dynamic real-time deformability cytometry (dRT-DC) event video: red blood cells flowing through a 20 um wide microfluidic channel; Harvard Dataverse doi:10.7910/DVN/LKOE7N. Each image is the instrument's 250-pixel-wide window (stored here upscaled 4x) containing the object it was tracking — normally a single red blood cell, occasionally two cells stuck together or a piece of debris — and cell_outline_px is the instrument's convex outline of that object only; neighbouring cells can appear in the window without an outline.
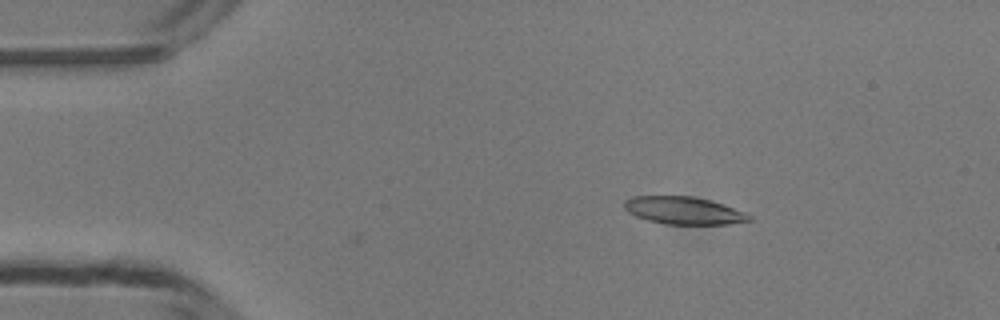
{"species": "common noctule bat (a hibernating species)", "species_latin": "Nyctalus noctula", "temperature_condition": "room temperature", "stored_images_in_passage": 2, "camera_frame_rate_fps": 3000, "um_per_image_px": 0.085, "animal": {"sex": "male", "body_mass_g": 13.3}, "frame": {"image": 1, "passage_image": 1, "time_ms": 0.0, "image_size_px": [1000, 320], "cell_outline_px": [[752, 220], [728, 224], [664, 224], [648, 220], [636, 216], [628, 212], [624, 208], [624, 200], [632, 196], [692, 196], [724, 204], [748, 212], [752, 216]], "centroid_in_image_um": [58.14, 17.89], "position_along_channel_um": 26.9, "area_um2": 20.17}}